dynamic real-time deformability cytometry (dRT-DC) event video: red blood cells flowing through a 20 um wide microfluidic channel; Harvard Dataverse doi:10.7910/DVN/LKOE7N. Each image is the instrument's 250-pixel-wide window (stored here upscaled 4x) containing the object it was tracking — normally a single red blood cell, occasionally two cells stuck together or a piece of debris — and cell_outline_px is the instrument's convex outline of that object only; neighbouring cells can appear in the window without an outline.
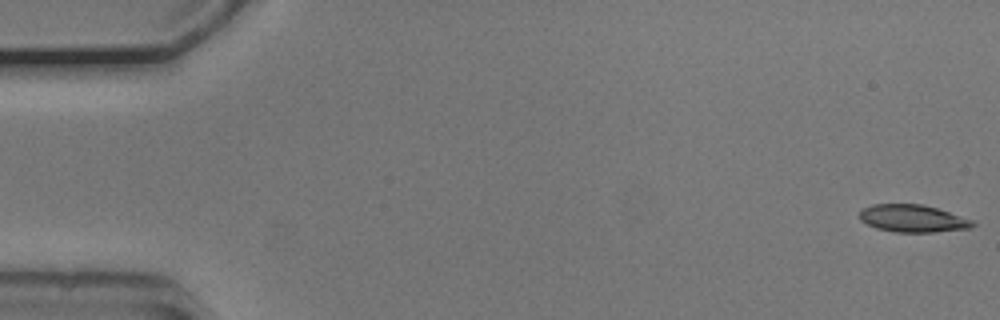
{"species": "common noctule bat (a hibernating species)", "species_latin": "Nyctalus noctula", "temperature_condition": "cold", "stored_images_in_passage": 54, "camera_frame_rate_fps": 3000, "um_per_image_px": 0.085, "animal": {"sex": "male", "body_mass_g": 20.5, "forearm_length_mm": 52.5}, "frame": {"image": 1, "passage_image": 1, "time_ms": 0.0, "image_size_px": [1000, 320], "cell_outline_px": [[976, 224], [972, 228], [932, 232], [896, 232], [876, 228], [860, 220], [860, 212], [864, 208], [872, 204], [924, 204], [976, 220]], "centroid_in_image_um": [77.65, 18.57], "position_along_channel_um": 7.4, "area_um2": 18.21}}
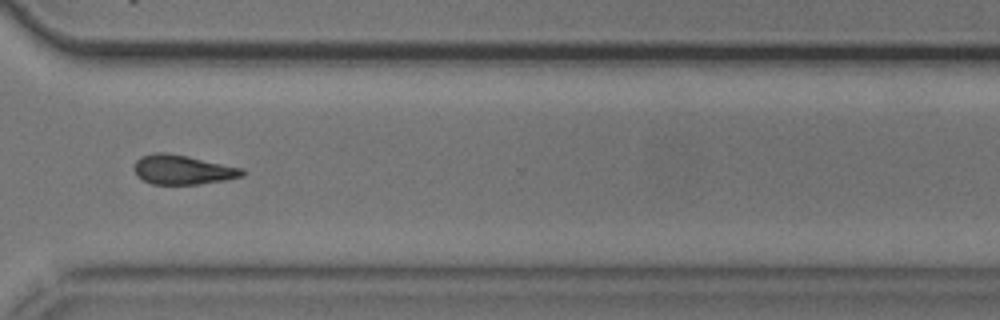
{"frame": {"image": 2, "passage_image": 40, "time_ms": 13.0, "image_size_px": [1000, 320], "cell_outline_px": [[244, 176], [224, 180], [196, 184], [152, 184], [144, 180], [136, 172], [136, 160], [140, 156], [156, 152], [168, 152], [188, 156], [244, 168]], "centroid_in_image_um": [15.56, 14.41], "position_along_channel_um": 355.0, "area_um2": 18.38}}
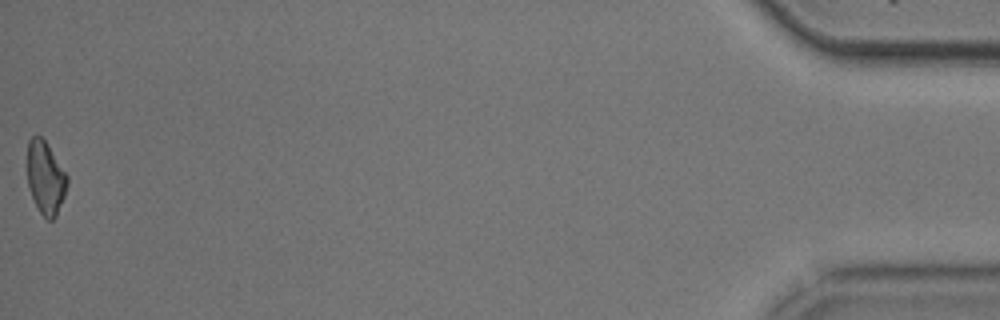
{"frame": {"image": 3, "passage_image": 54, "time_ms": 17.667, "image_size_px": [1000, 320], "cell_outline_px": [[68, 184], [64, 196], [56, 216], [52, 220], [48, 220], [40, 212], [32, 196], [28, 184], [28, 140], [32, 136], [40, 136], [48, 144], [68, 176]], "centroid_in_image_um": [3.88, 15.1], "position_along_channel_um": 431.3, "area_um2": 16.76}, "authors_computed_cell_mechanics": {"area_um2": 18.4671, "velocity_mm_per_s": 3.7411, "shape_relaxation_time_tau1_ms": 2.4658, "shape_relaxation_time_tau2_ms": 6.5594, "deformation_change_tau1": 0.1015, "deformation_change_tau2": 0.1537}}